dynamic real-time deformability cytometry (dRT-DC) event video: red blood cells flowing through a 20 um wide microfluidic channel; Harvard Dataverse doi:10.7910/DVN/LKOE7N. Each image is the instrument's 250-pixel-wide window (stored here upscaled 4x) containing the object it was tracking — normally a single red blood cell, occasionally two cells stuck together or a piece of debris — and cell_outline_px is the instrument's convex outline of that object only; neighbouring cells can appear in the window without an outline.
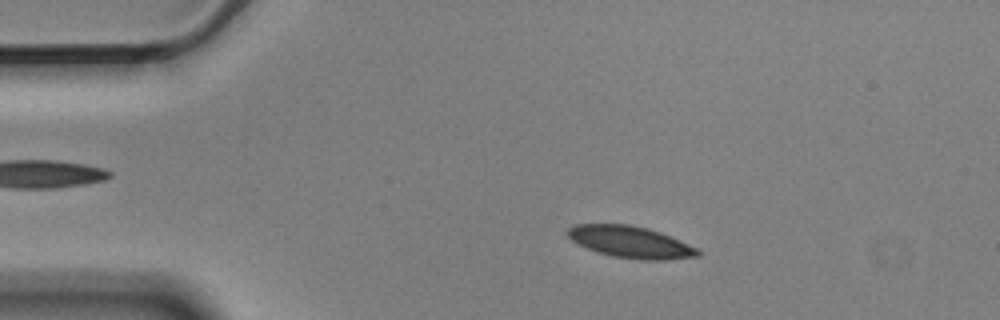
{"species": "Egyptian fruit bat (a non-hibernating species)", "species_latin": "Rousettus aegyptiacus", "temperature_condition": "cold", "stored_images_in_passage": 12, "camera_frame_rate_fps": 3000, "um_per_image_px": 0.085, "animal": {"sex": "male"}, "frame": {"image": 1, "passage_image": 1, "time_ms": 0.0, "image_size_px": [1000, 320], "cell_outline_px": [[700, 256], [664, 260], [640, 260], [612, 256], [596, 252], [572, 240], [564, 232], [568, 228], [576, 224], [628, 224], [648, 228], [660, 232], [700, 248]], "centroid_in_image_um": [53.62, 20.57], "position_along_channel_um": 31.4, "area_um2": 24.22}}
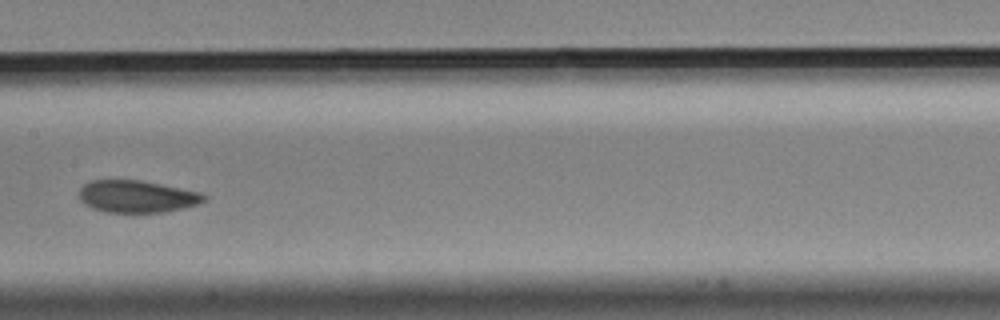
{"frame": {"image": 2, "passage_image": 6, "time_ms": 1.667, "image_size_px": [1000, 320], "cell_outline_px": [[204, 200], [200, 204], [184, 208], [164, 212], [108, 212], [92, 208], [84, 204], [80, 200], [80, 188], [84, 184], [92, 180], [140, 180], [200, 192], [204, 196]], "centroid_in_image_um": [11.62, 16.7], "position_along_channel_um": 195.8, "area_um2": 23.24}}
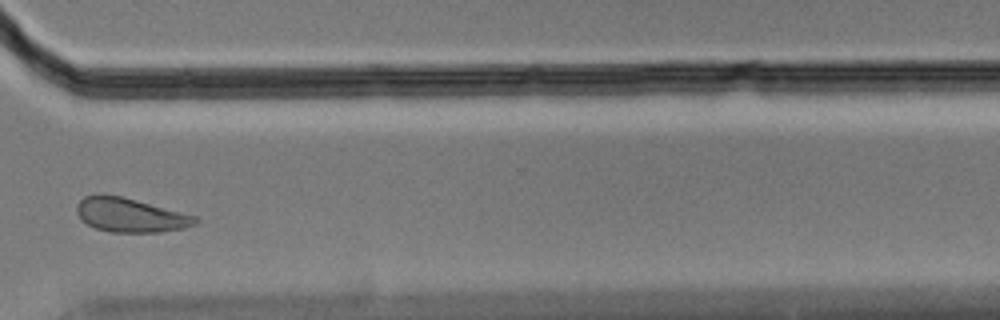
{"frame": {"image": 3, "passage_image": 10, "time_ms": 3.0, "image_size_px": [1000, 320], "cell_outline_px": [[200, 220], [196, 224], [184, 228], [160, 232], [112, 232], [96, 228], [80, 220], [76, 212], [76, 204], [84, 196], [100, 192], [120, 196], [136, 200], [196, 216]], "centroid_in_image_um": [11.03, 18.27], "position_along_channel_um": 359.6, "area_um2": 23.7}}